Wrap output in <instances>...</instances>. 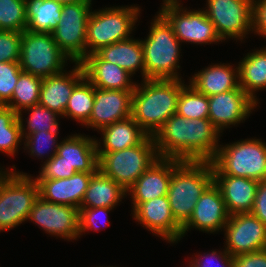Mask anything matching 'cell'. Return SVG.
Masks as SVG:
<instances>
[{
  "label": "cell",
  "instance_id": "1",
  "mask_svg": "<svg viewBox=\"0 0 266 267\" xmlns=\"http://www.w3.org/2000/svg\"><path fill=\"white\" fill-rule=\"evenodd\" d=\"M221 132L208 118L187 119L173 114L153 136L157 155L181 161H211Z\"/></svg>",
  "mask_w": 266,
  "mask_h": 267
},
{
  "label": "cell",
  "instance_id": "2",
  "mask_svg": "<svg viewBox=\"0 0 266 267\" xmlns=\"http://www.w3.org/2000/svg\"><path fill=\"white\" fill-rule=\"evenodd\" d=\"M183 81V82H182ZM184 80L145 79L136 83L132 99V118L148 136L155 133L177 112Z\"/></svg>",
  "mask_w": 266,
  "mask_h": 267
},
{
  "label": "cell",
  "instance_id": "3",
  "mask_svg": "<svg viewBox=\"0 0 266 267\" xmlns=\"http://www.w3.org/2000/svg\"><path fill=\"white\" fill-rule=\"evenodd\" d=\"M148 35L141 40L145 79L182 80L179 76L181 43L172 26L159 13L151 20Z\"/></svg>",
  "mask_w": 266,
  "mask_h": 267
},
{
  "label": "cell",
  "instance_id": "4",
  "mask_svg": "<svg viewBox=\"0 0 266 267\" xmlns=\"http://www.w3.org/2000/svg\"><path fill=\"white\" fill-rule=\"evenodd\" d=\"M212 183L211 161H182L172 171L167 197L172 215L181 226L192 216L197 201Z\"/></svg>",
  "mask_w": 266,
  "mask_h": 267
},
{
  "label": "cell",
  "instance_id": "5",
  "mask_svg": "<svg viewBox=\"0 0 266 267\" xmlns=\"http://www.w3.org/2000/svg\"><path fill=\"white\" fill-rule=\"evenodd\" d=\"M97 10L91 11L87 22L86 56L96 53L102 47L131 38L130 34L136 29L134 26L141 13L136 5Z\"/></svg>",
  "mask_w": 266,
  "mask_h": 267
},
{
  "label": "cell",
  "instance_id": "6",
  "mask_svg": "<svg viewBox=\"0 0 266 267\" xmlns=\"http://www.w3.org/2000/svg\"><path fill=\"white\" fill-rule=\"evenodd\" d=\"M12 168L0 178V232L27 221L39 197V186L33 176L17 172L15 165Z\"/></svg>",
  "mask_w": 266,
  "mask_h": 267
},
{
  "label": "cell",
  "instance_id": "7",
  "mask_svg": "<svg viewBox=\"0 0 266 267\" xmlns=\"http://www.w3.org/2000/svg\"><path fill=\"white\" fill-rule=\"evenodd\" d=\"M211 163L213 175L266 180V142L247 138L225 146L220 144Z\"/></svg>",
  "mask_w": 266,
  "mask_h": 267
},
{
  "label": "cell",
  "instance_id": "8",
  "mask_svg": "<svg viewBox=\"0 0 266 267\" xmlns=\"http://www.w3.org/2000/svg\"><path fill=\"white\" fill-rule=\"evenodd\" d=\"M98 154V169L126 191L159 158L152 136L124 150Z\"/></svg>",
  "mask_w": 266,
  "mask_h": 267
},
{
  "label": "cell",
  "instance_id": "9",
  "mask_svg": "<svg viewBox=\"0 0 266 267\" xmlns=\"http://www.w3.org/2000/svg\"><path fill=\"white\" fill-rule=\"evenodd\" d=\"M72 62L58 47L52 33H22L20 68L40 78L65 71L68 61Z\"/></svg>",
  "mask_w": 266,
  "mask_h": 267
},
{
  "label": "cell",
  "instance_id": "10",
  "mask_svg": "<svg viewBox=\"0 0 266 267\" xmlns=\"http://www.w3.org/2000/svg\"><path fill=\"white\" fill-rule=\"evenodd\" d=\"M182 5L180 0H163L162 7L158 11L172 26L173 32L181 44L188 42L209 45L222 42L214 24L203 9L187 10Z\"/></svg>",
  "mask_w": 266,
  "mask_h": 267
},
{
  "label": "cell",
  "instance_id": "11",
  "mask_svg": "<svg viewBox=\"0 0 266 267\" xmlns=\"http://www.w3.org/2000/svg\"><path fill=\"white\" fill-rule=\"evenodd\" d=\"M91 6L92 2L63 4L61 21L52 32L54 41L72 63H80L86 57V32Z\"/></svg>",
  "mask_w": 266,
  "mask_h": 267
},
{
  "label": "cell",
  "instance_id": "12",
  "mask_svg": "<svg viewBox=\"0 0 266 267\" xmlns=\"http://www.w3.org/2000/svg\"><path fill=\"white\" fill-rule=\"evenodd\" d=\"M207 17L221 40H242L252 32V0H207Z\"/></svg>",
  "mask_w": 266,
  "mask_h": 267
},
{
  "label": "cell",
  "instance_id": "13",
  "mask_svg": "<svg viewBox=\"0 0 266 267\" xmlns=\"http://www.w3.org/2000/svg\"><path fill=\"white\" fill-rule=\"evenodd\" d=\"M27 221L41 227L47 234L67 241L80 238L79 208L50 203L40 196L35 200Z\"/></svg>",
  "mask_w": 266,
  "mask_h": 267
},
{
  "label": "cell",
  "instance_id": "14",
  "mask_svg": "<svg viewBox=\"0 0 266 267\" xmlns=\"http://www.w3.org/2000/svg\"><path fill=\"white\" fill-rule=\"evenodd\" d=\"M223 231L232 257L266 249V225L251 213L230 215Z\"/></svg>",
  "mask_w": 266,
  "mask_h": 267
},
{
  "label": "cell",
  "instance_id": "15",
  "mask_svg": "<svg viewBox=\"0 0 266 267\" xmlns=\"http://www.w3.org/2000/svg\"><path fill=\"white\" fill-rule=\"evenodd\" d=\"M208 119L222 133L245 121L258 105L239 87L208 97Z\"/></svg>",
  "mask_w": 266,
  "mask_h": 267
},
{
  "label": "cell",
  "instance_id": "16",
  "mask_svg": "<svg viewBox=\"0 0 266 267\" xmlns=\"http://www.w3.org/2000/svg\"><path fill=\"white\" fill-rule=\"evenodd\" d=\"M229 217L220 189L213 182L197 201L192 216L182 226L181 238L192 228L205 233H218L224 229Z\"/></svg>",
  "mask_w": 266,
  "mask_h": 267
},
{
  "label": "cell",
  "instance_id": "17",
  "mask_svg": "<svg viewBox=\"0 0 266 267\" xmlns=\"http://www.w3.org/2000/svg\"><path fill=\"white\" fill-rule=\"evenodd\" d=\"M132 212V218L153 235L172 244L182 240V226L172 215L167 195L140 203Z\"/></svg>",
  "mask_w": 266,
  "mask_h": 267
},
{
  "label": "cell",
  "instance_id": "18",
  "mask_svg": "<svg viewBox=\"0 0 266 267\" xmlns=\"http://www.w3.org/2000/svg\"><path fill=\"white\" fill-rule=\"evenodd\" d=\"M133 92L94 87V105L85 127L99 133L103 127L131 117Z\"/></svg>",
  "mask_w": 266,
  "mask_h": 267
},
{
  "label": "cell",
  "instance_id": "19",
  "mask_svg": "<svg viewBox=\"0 0 266 267\" xmlns=\"http://www.w3.org/2000/svg\"><path fill=\"white\" fill-rule=\"evenodd\" d=\"M174 158H161L153 164L127 190L132 199V211L143 202L166 196L172 171L181 163Z\"/></svg>",
  "mask_w": 266,
  "mask_h": 267
},
{
  "label": "cell",
  "instance_id": "20",
  "mask_svg": "<svg viewBox=\"0 0 266 267\" xmlns=\"http://www.w3.org/2000/svg\"><path fill=\"white\" fill-rule=\"evenodd\" d=\"M70 71L43 78L39 104L64 116V112L74 87L85 77L80 63H74Z\"/></svg>",
  "mask_w": 266,
  "mask_h": 267
},
{
  "label": "cell",
  "instance_id": "21",
  "mask_svg": "<svg viewBox=\"0 0 266 267\" xmlns=\"http://www.w3.org/2000/svg\"><path fill=\"white\" fill-rule=\"evenodd\" d=\"M95 172H76L70 178L35 180L39 196L50 203L69 205L80 209L89 181Z\"/></svg>",
  "mask_w": 266,
  "mask_h": 267
},
{
  "label": "cell",
  "instance_id": "22",
  "mask_svg": "<svg viewBox=\"0 0 266 267\" xmlns=\"http://www.w3.org/2000/svg\"><path fill=\"white\" fill-rule=\"evenodd\" d=\"M85 78L99 89L134 91L132 76L118 65L104 61L97 53L86 56L80 62Z\"/></svg>",
  "mask_w": 266,
  "mask_h": 267
},
{
  "label": "cell",
  "instance_id": "23",
  "mask_svg": "<svg viewBox=\"0 0 266 267\" xmlns=\"http://www.w3.org/2000/svg\"><path fill=\"white\" fill-rule=\"evenodd\" d=\"M230 215L250 213L259 181L231 175H213Z\"/></svg>",
  "mask_w": 266,
  "mask_h": 267
},
{
  "label": "cell",
  "instance_id": "24",
  "mask_svg": "<svg viewBox=\"0 0 266 267\" xmlns=\"http://www.w3.org/2000/svg\"><path fill=\"white\" fill-rule=\"evenodd\" d=\"M236 67V68H235ZM234 68L230 63L208 65L189 77L190 84L197 92L207 97L239 88L238 65Z\"/></svg>",
  "mask_w": 266,
  "mask_h": 267
},
{
  "label": "cell",
  "instance_id": "25",
  "mask_svg": "<svg viewBox=\"0 0 266 267\" xmlns=\"http://www.w3.org/2000/svg\"><path fill=\"white\" fill-rule=\"evenodd\" d=\"M96 138L83 134H72L59 142L57 155L77 172H96L98 154Z\"/></svg>",
  "mask_w": 266,
  "mask_h": 267
},
{
  "label": "cell",
  "instance_id": "26",
  "mask_svg": "<svg viewBox=\"0 0 266 267\" xmlns=\"http://www.w3.org/2000/svg\"><path fill=\"white\" fill-rule=\"evenodd\" d=\"M99 131L102 140L95 139L97 153L116 152L136 146L148 136L132 117L114 122Z\"/></svg>",
  "mask_w": 266,
  "mask_h": 267
},
{
  "label": "cell",
  "instance_id": "27",
  "mask_svg": "<svg viewBox=\"0 0 266 267\" xmlns=\"http://www.w3.org/2000/svg\"><path fill=\"white\" fill-rule=\"evenodd\" d=\"M104 61L118 65L131 76L141 70L142 80H145V63L141 39L134 37L115 42L102 47L96 52Z\"/></svg>",
  "mask_w": 266,
  "mask_h": 267
},
{
  "label": "cell",
  "instance_id": "28",
  "mask_svg": "<svg viewBox=\"0 0 266 267\" xmlns=\"http://www.w3.org/2000/svg\"><path fill=\"white\" fill-rule=\"evenodd\" d=\"M127 191L99 169L92 175L80 208H115Z\"/></svg>",
  "mask_w": 266,
  "mask_h": 267
},
{
  "label": "cell",
  "instance_id": "29",
  "mask_svg": "<svg viewBox=\"0 0 266 267\" xmlns=\"http://www.w3.org/2000/svg\"><path fill=\"white\" fill-rule=\"evenodd\" d=\"M252 51L238 62L239 85L256 104H259L255 92L266 89V47Z\"/></svg>",
  "mask_w": 266,
  "mask_h": 267
},
{
  "label": "cell",
  "instance_id": "30",
  "mask_svg": "<svg viewBox=\"0 0 266 267\" xmlns=\"http://www.w3.org/2000/svg\"><path fill=\"white\" fill-rule=\"evenodd\" d=\"M62 4L54 0H26V30L52 33L61 21Z\"/></svg>",
  "mask_w": 266,
  "mask_h": 267
},
{
  "label": "cell",
  "instance_id": "31",
  "mask_svg": "<svg viewBox=\"0 0 266 267\" xmlns=\"http://www.w3.org/2000/svg\"><path fill=\"white\" fill-rule=\"evenodd\" d=\"M94 105V86L84 77L69 97L63 118H71L84 126Z\"/></svg>",
  "mask_w": 266,
  "mask_h": 267
},
{
  "label": "cell",
  "instance_id": "32",
  "mask_svg": "<svg viewBox=\"0 0 266 267\" xmlns=\"http://www.w3.org/2000/svg\"><path fill=\"white\" fill-rule=\"evenodd\" d=\"M42 81L43 79L40 77L21 71L11 100L6 106L19 114L23 110L39 104Z\"/></svg>",
  "mask_w": 266,
  "mask_h": 267
},
{
  "label": "cell",
  "instance_id": "33",
  "mask_svg": "<svg viewBox=\"0 0 266 267\" xmlns=\"http://www.w3.org/2000/svg\"><path fill=\"white\" fill-rule=\"evenodd\" d=\"M18 114L6 105H0V152L15 156L22 143Z\"/></svg>",
  "mask_w": 266,
  "mask_h": 267
},
{
  "label": "cell",
  "instance_id": "34",
  "mask_svg": "<svg viewBox=\"0 0 266 267\" xmlns=\"http://www.w3.org/2000/svg\"><path fill=\"white\" fill-rule=\"evenodd\" d=\"M28 112L29 117L26 121L23 119V113ZM59 117L56 112L47 109L46 107L36 104L18 114V119L21 125L22 138L36 132L45 131H58L59 130ZM27 123V125L25 126ZM27 130V131H26Z\"/></svg>",
  "mask_w": 266,
  "mask_h": 267
},
{
  "label": "cell",
  "instance_id": "35",
  "mask_svg": "<svg viewBox=\"0 0 266 267\" xmlns=\"http://www.w3.org/2000/svg\"><path fill=\"white\" fill-rule=\"evenodd\" d=\"M176 113L187 119L208 118V97L187 84L181 89Z\"/></svg>",
  "mask_w": 266,
  "mask_h": 267
},
{
  "label": "cell",
  "instance_id": "36",
  "mask_svg": "<svg viewBox=\"0 0 266 267\" xmlns=\"http://www.w3.org/2000/svg\"><path fill=\"white\" fill-rule=\"evenodd\" d=\"M27 25L26 0H0V30L23 32Z\"/></svg>",
  "mask_w": 266,
  "mask_h": 267
},
{
  "label": "cell",
  "instance_id": "37",
  "mask_svg": "<svg viewBox=\"0 0 266 267\" xmlns=\"http://www.w3.org/2000/svg\"><path fill=\"white\" fill-rule=\"evenodd\" d=\"M59 131H45L36 132L24 137V150H28L31 157H38V159L47 158L44 162L49 161L56 153L59 145L58 133ZM50 150V151H49ZM48 151V152H47ZM52 152V153H51ZM47 156V157H46Z\"/></svg>",
  "mask_w": 266,
  "mask_h": 267
},
{
  "label": "cell",
  "instance_id": "38",
  "mask_svg": "<svg viewBox=\"0 0 266 267\" xmlns=\"http://www.w3.org/2000/svg\"><path fill=\"white\" fill-rule=\"evenodd\" d=\"M21 71L19 62L0 63V105H6L11 100Z\"/></svg>",
  "mask_w": 266,
  "mask_h": 267
},
{
  "label": "cell",
  "instance_id": "39",
  "mask_svg": "<svg viewBox=\"0 0 266 267\" xmlns=\"http://www.w3.org/2000/svg\"><path fill=\"white\" fill-rule=\"evenodd\" d=\"M22 33L0 30V63L20 61Z\"/></svg>",
  "mask_w": 266,
  "mask_h": 267
},
{
  "label": "cell",
  "instance_id": "40",
  "mask_svg": "<svg viewBox=\"0 0 266 267\" xmlns=\"http://www.w3.org/2000/svg\"><path fill=\"white\" fill-rule=\"evenodd\" d=\"M41 170L35 180L64 179L72 177L77 171L62 161V157L55 154L49 161L43 162Z\"/></svg>",
  "mask_w": 266,
  "mask_h": 267
},
{
  "label": "cell",
  "instance_id": "41",
  "mask_svg": "<svg viewBox=\"0 0 266 267\" xmlns=\"http://www.w3.org/2000/svg\"><path fill=\"white\" fill-rule=\"evenodd\" d=\"M114 208H108V207H96V208H80L79 209V233L82 236V233H85V231L89 232L94 230V231H99V223L98 220L99 218L102 219L104 215L108 214L111 210ZM102 217V218H101ZM106 219V218H105ZM108 219L105 220V222ZM101 222V221H100ZM110 225V221L108 220L107 223L103 224V228L106 226Z\"/></svg>",
  "mask_w": 266,
  "mask_h": 267
},
{
  "label": "cell",
  "instance_id": "42",
  "mask_svg": "<svg viewBox=\"0 0 266 267\" xmlns=\"http://www.w3.org/2000/svg\"><path fill=\"white\" fill-rule=\"evenodd\" d=\"M222 250L223 251L211 250V252L203 253V255L196 254V258L194 257L193 260H189L190 264L187 267H235L233 257L225 250V248ZM215 261L220 265L215 264Z\"/></svg>",
  "mask_w": 266,
  "mask_h": 267
},
{
  "label": "cell",
  "instance_id": "43",
  "mask_svg": "<svg viewBox=\"0 0 266 267\" xmlns=\"http://www.w3.org/2000/svg\"><path fill=\"white\" fill-rule=\"evenodd\" d=\"M252 32L266 38V0H252Z\"/></svg>",
  "mask_w": 266,
  "mask_h": 267
},
{
  "label": "cell",
  "instance_id": "44",
  "mask_svg": "<svg viewBox=\"0 0 266 267\" xmlns=\"http://www.w3.org/2000/svg\"><path fill=\"white\" fill-rule=\"evenodd\" d=\"M235 267H266V249L233 257Z\"/></svg>",
  "mask_w": 266,
  "mask_h": 267
},
{
  "label": "cell",
  "instance_id": "45",
  "mask_svg": "<svg viewBox=\"0 0 266 267\" xmlns=\"http://www.w3.org/2000/svg\"><path fill=\"white\" fill-rule=\"evenodd\" d=\"M250 213L266 225V180L258 183L254 205Z\"/></svg>",
  "mask_w": 266,
  "mask_h": 267
},
{
  "label": "cell",
  "instance_id": "46",
  "mask_svg": "<svg viewBox=\"0 0 266 267\" xmlns=\"http://www.w3.org/2000/svg\"><path fill=\"white\" fill-rule=\"evenodd\" d=\"M63 4H72V3H79V2H92V0H54Z\"/></svg>",
  "mask_w": 266,
  "mask_h": 267
},
{
  "label": "cell",
  "instance_id": "47",
  "mask_svg": "<svg viewBox=\"0 0 266 267\" xmlns=\"http://www.w3.org/2000/svg\"><path fill=\"white\" fill-rule=\"evenodd\" d=\"M2 167H0V178H1V176L7 171V169L6 170H4L3 168L1 169ZM2 170H4V171H2Z\"/></svg>",
  "mask_w": 266,
  "mask_h": 267
}]
</instances>
